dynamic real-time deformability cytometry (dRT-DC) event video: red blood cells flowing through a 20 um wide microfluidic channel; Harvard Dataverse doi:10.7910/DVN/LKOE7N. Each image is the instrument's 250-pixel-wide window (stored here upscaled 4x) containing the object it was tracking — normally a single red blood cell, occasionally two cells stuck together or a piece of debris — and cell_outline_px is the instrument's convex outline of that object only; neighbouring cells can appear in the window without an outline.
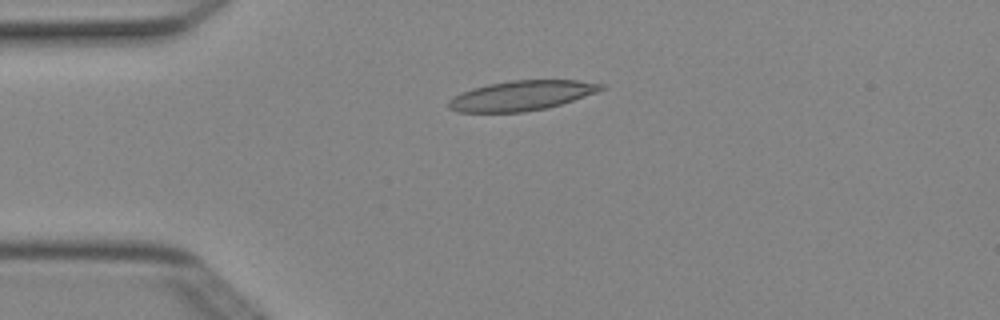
{"species": "Egyptian fruit bat (a non-hibernating species)", "species_latin": "Rousettus aegyptiacus", "temperature_condition": "cold", "stored_images_in_passage": 3, "camera_frame_rate_fps": 3000, "um_per_image_px": 0.085, "animal": {"sex": "female"}, "frame": {"image": 1, "passage_image": 3, "time_ms": 0.667, "image_size_px": [1000, 320], "cell_outline_px": [[604, 88], [596, 92], [548, 108], [524, 112], [456, 112], [448, 108], [448, 100], [452, 96], [460, 92], [472, 88], [488, 84], [512, 80], [580, 80], [604, 84]], "centroid_in_image_um": [44.27, 8.12], "position_along_channel_um": 40.7, "area_um2": 26.59}}